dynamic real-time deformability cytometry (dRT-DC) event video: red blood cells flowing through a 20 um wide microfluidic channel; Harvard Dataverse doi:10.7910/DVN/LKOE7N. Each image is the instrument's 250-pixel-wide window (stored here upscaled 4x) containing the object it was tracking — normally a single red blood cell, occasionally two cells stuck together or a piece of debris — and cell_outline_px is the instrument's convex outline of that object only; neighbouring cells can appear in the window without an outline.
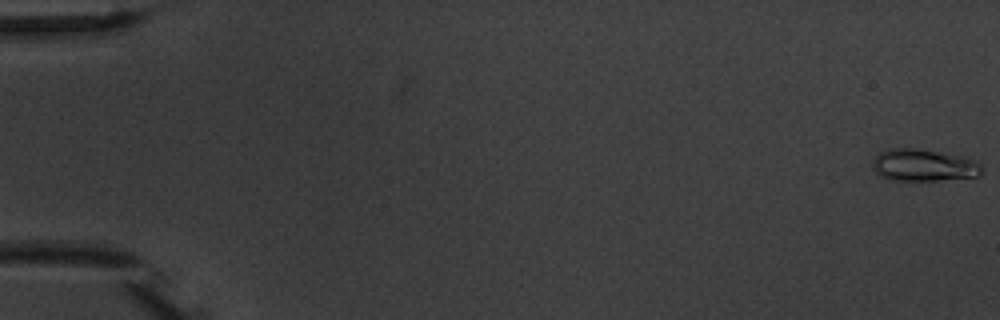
{"species": "common noctule bat (a hibernating species)", "species_latin": "Nyctalus noctula", "temperature_condition": "warm", "stored_images_in_passage": 6, "camera_frame_rate_fps": 3000, "um_per_image_px": 0.085, "animal": {"sex": "male", "body_mass_g": 20.1, "forearm_length_mm": 53.5}, "frame": {"image": 1, "passage_image": 1, "time_ms": 0.0, "image_size_px": [1000, 320], "cell_outline_px": [[984, 172], [976, 176], [936, 180], [892, 180], [880, 176], [872, 168], [872, 160], [880, 152], [888, 148], [916, 148], [968, 156], [976, 160], [980, 164]], "centroid_in_image_um": [78.52, 14.02], "position_along_channel_um": 6.5, "area_um2": 20.69}}
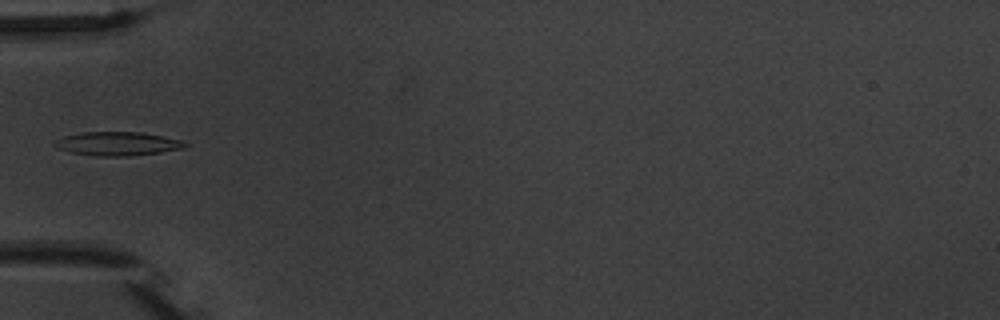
{"frame": {"image": 2, "passage_image": 6, "time_ms": 6.333, "image_size_px": [1000, 320], "cell_outline_px": [[188, 144], [184, 148], [160, 152], [128, 156], [96, 156], [72, 152], [60, 148], [52, 144], [56, 140], [64, 136], [84, 132], [140, 132], [180, 140]], "centroid_in_image_um": [9.98, 12.21], "position_along_channel_um": 75.0, "area_um2": 17.69}}